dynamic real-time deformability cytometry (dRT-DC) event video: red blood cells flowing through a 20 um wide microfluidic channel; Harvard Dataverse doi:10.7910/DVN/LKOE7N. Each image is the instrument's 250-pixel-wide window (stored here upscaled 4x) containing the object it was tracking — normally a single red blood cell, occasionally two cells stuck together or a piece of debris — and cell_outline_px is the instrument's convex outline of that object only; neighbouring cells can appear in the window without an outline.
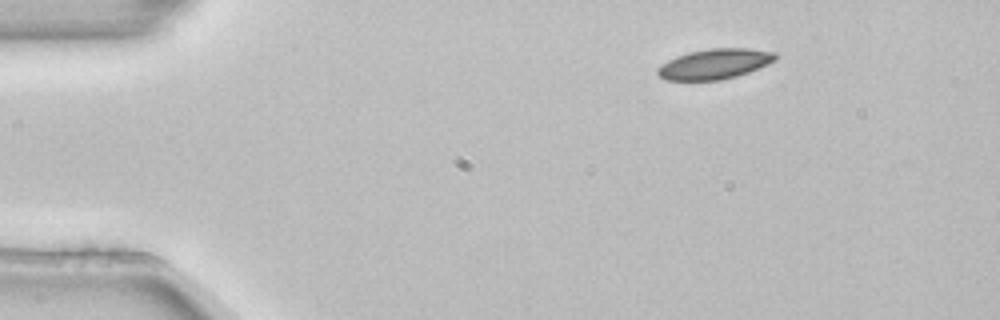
{"species": "common noctule bat (a hibernating species)", "species_latin": "Nyctalus noctula", "temperature_condition": "room temperature", "stored_images_in_passage": 7, "camera_frame_rate_fps": 3000, "um_per_image_px": 0.085, "animal": {"sex": "female", "body_mass_g": 22.7, "forearm_length_mm": 54.2}, "frame": {"image": 1, "passage_image": 1, "time_ms": 0.0, "image_size_px": [1000, 320], "cell_outline_px": [[776, 60], [748, 72], [736, 76], [720, 80], [664, 80], [656, 72], [656, 68], [660, 64], [676, 56], [688, 52], [708, 48], [748, 48], [776, 52]], "centroid_in_image_um": [60.7, 5.43], "position_along_channel_um": 24.3, "area_um2": 20.81}}
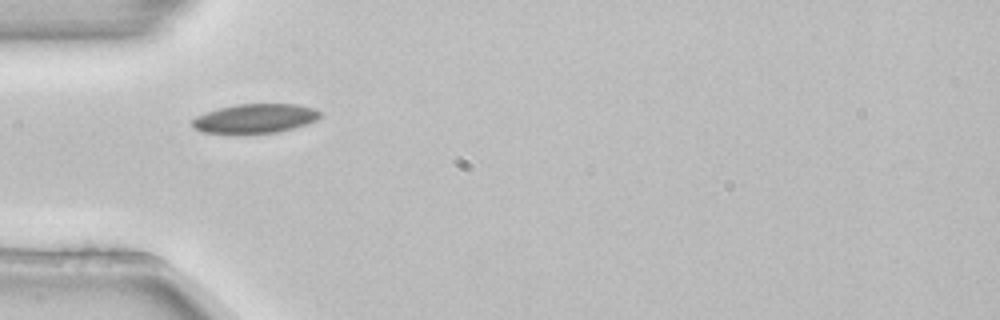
{"frame": {"image": 2, "passage_image": 3, "time_ms": 0.667, "image_size_px": [1000, 320], "cell_outline_px": [[320, 116], [316, 120], [292, 128], [276, 132], [200, 132], [192, 124], [192, 120], [196, 116], [220, 108], [236, 104], [296, 104], [316, 108], [320, 112]], "centroid_in_image_um": [21.71, 10.04], "position_along_channel_um": 63.3, "area_um2": 21.15}}